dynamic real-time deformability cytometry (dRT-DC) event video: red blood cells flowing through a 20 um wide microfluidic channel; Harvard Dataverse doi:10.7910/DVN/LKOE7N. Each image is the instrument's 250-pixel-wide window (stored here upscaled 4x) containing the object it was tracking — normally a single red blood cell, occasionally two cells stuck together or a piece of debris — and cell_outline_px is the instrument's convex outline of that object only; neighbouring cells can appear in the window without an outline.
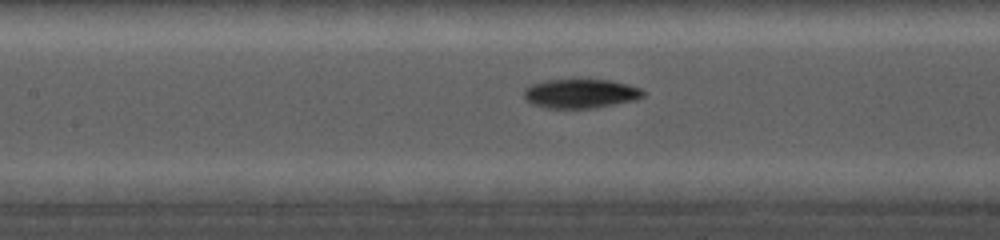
{"species": "common noctule bat (a hibernating species)", "species_latin": "Nyctalus noctula", "temperature_condition": "cold", "stored_images_in_passage": 31, "camera_frame_rate_fps": 5000, "um_per_image_px": 0.085, "animal": {"sex": "female", "body_mass_g": 19.0, "forearm_length_mm": 56.7}, "frame": {"image": 1, "passage_image": 14, "time_ms": 6.8, "image_size_px": [1000, 240], "cell_outline_px": [[644, 96], [636, 100], [596, 108], [544, 108], [532, 104], [524, 96], [524, 88], [532, 84], [544, 80], [572, 76], [608, 80], [628, 84], [640, 88], [644, 92]], "centroid_in_image_um": [49.33, 7.9], "position_along_channel_um": 158.1, "area_um2": 21.21}}
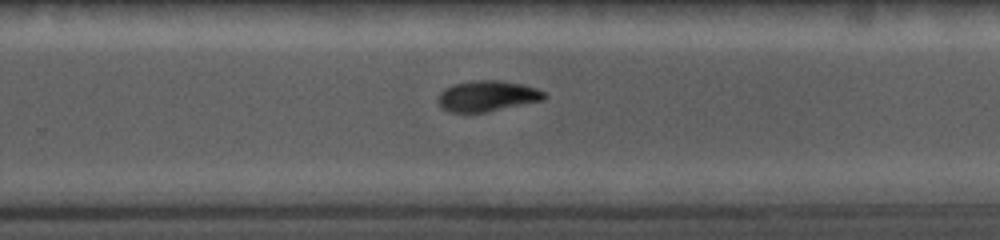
{"frame": {"image": 2, "passage_image": 24, "time_ms": 10.2, "image_size_px": [1000, 240], "cell_outline_px": [[548, 96], [544, 100], [484, 112], [448, 112], [436, 100], [440, 92], [444, 88], [452, 84], [472, 80], [500, 80], [520, 84], [536, 88], [544, 92]], "centroid_in_image_um": [41.4, 8.15], "position_along_channel_um": 288.4, "area_um2": 19.02}}
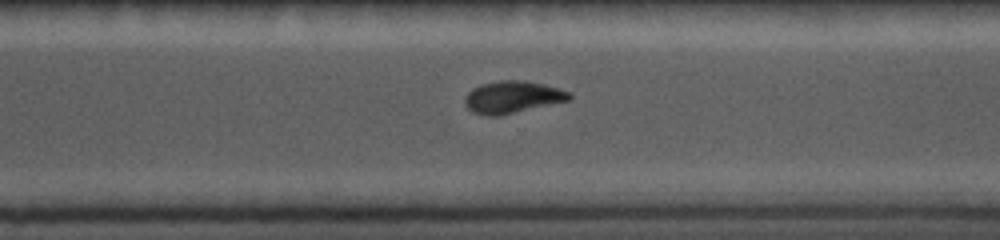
{"frame": {"image": 3, "passage_image": 27, "time_ms": 11.2, "image_size_px": [1000, 240], "cell_outline_px": [[572, 96], [568, 100], [496, 116], [488, 116], [472, 112], [464, 104], [464, 100], [468, 92], [472, 88], [480, 84], [500, 80], [524, 80], [544, 84], [568, 92]], "centroid_in_image_um": [43.49, 8.24], "position_along_channel_um": 327.1, "area_um2": 19.25}}